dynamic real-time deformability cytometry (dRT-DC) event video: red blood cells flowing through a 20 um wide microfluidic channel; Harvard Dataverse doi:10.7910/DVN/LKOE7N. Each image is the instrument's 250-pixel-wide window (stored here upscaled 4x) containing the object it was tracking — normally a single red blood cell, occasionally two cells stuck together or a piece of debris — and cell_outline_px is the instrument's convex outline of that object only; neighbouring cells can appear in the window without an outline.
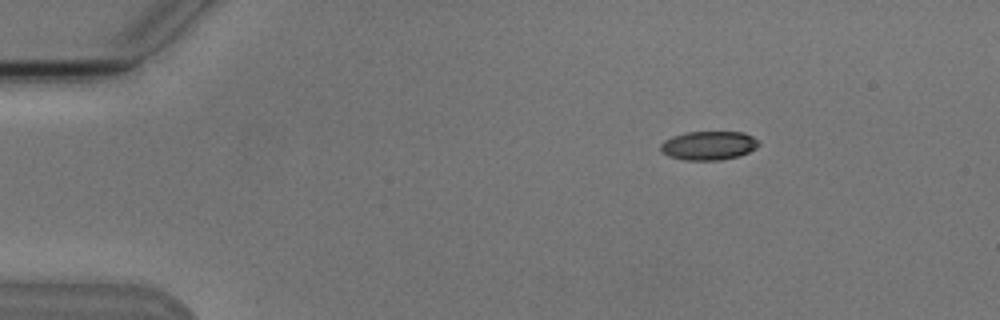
{"species": "Egyptian fruit bat (a non-hibernating species)", "species_latin": "Rousettus aegyptiacus", "temperature_condition": "cold", "stored_images_in_passage": 4, "camera_frame_rate_fps": 3000, "um_per_image_px": 0.085, "animal": {"sex": "male"}, "frame": {"image": 1, "passage_image": 1, "time_ms": 0.0, "image_size_px": [1000, 320], "cell_outline_px": [[760, 144], [756, 148], [740, 156], [720, 160], [684, 160], [668, 156], [660, 148], [660, 144], [664, 140], [672, 136], [684, 132], [744, 132], [752, 136]], "centroid_in_image_um": [60.23, 12.37], "position_along_channel_um": 24.8, "area_um2": 16.53}}